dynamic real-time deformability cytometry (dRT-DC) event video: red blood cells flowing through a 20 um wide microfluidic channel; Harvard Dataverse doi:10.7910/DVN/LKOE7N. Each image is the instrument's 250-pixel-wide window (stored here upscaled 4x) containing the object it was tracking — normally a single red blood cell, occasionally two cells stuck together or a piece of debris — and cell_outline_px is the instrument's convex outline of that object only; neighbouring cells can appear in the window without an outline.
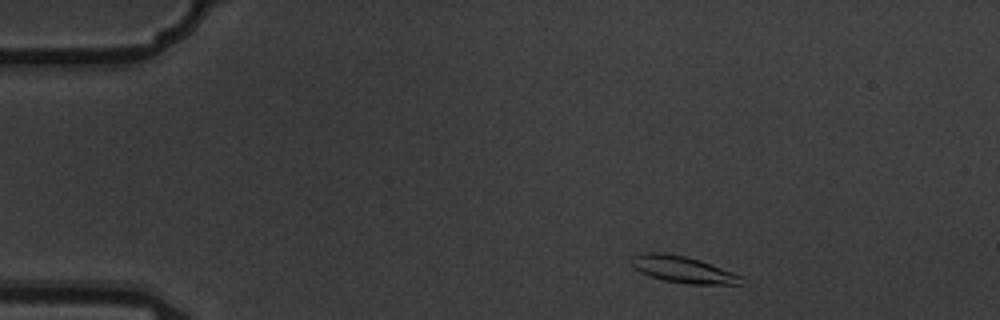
{"species": "common noctule bat (a hibernating species)", "species_latin": "Nyctalus noctula", "temperature_condition": "warm", "stored_images_in_passage": 6, "camera_frame_rate_fps": 3000, "um_per_image_px": 0.085, "animal": {"sex": "male", "body_mass_g": 19.5, "forearm_length_mm": 54.6}, "frame": {"image": 1, "passage_image": 1, "time_ms": 0.0, "image_size_px": [1000, 320], "cell_outline_px": [[744, 276], [740, 284], [688, 284], [664, 280], [640, 272], [632, 264], [632, 256], [644, 252], [664, 252], [684, 256], [700, 260]], "centroid_in_image_um": [58.06, 22.9], "position_along_channel_um": 26.9, "area_um2": 16.88}}
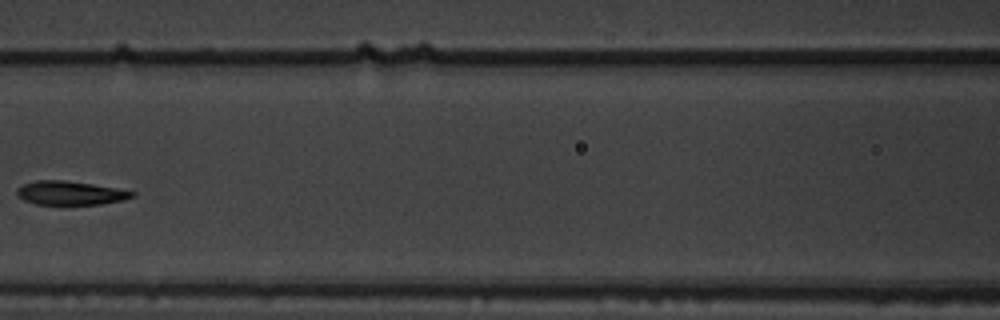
{"frame": {"image": 2, "passage_image": 5, "time_ms": 1.333, "image_size_px": [1000, 320], "cell_outline_px": [[136, 196], [124, 200], [100, 204], [36, 204], [24, 200], [16, 196], [16, 188], [24, 184], [36, 180], [64, 180], [92, 184], [116, 188], [136, 192]], "centroid_in_image_um": [5.97, 16.4], "position_along_channel_um": 160.6, "area_um2": 16.01}}
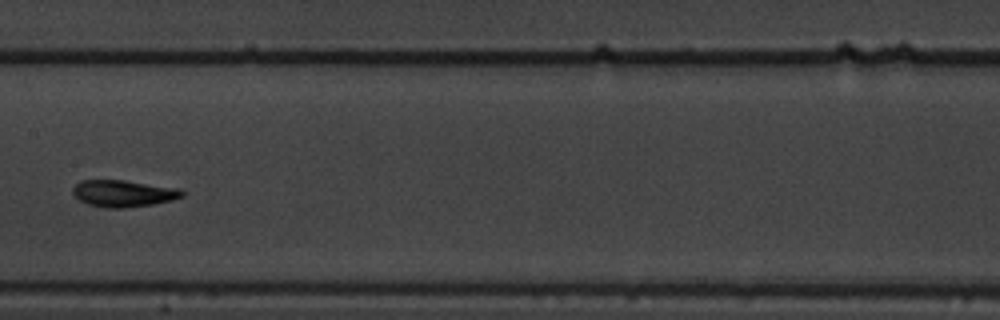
{"frame": {"image": 3, "passage_image": 6, "time_ms": 1.667, "image_size_px": [1000, 320], "cell_outline_px": [[184, 196], [172, 200], [152, 204], [120, 208], [108, 208], [88, 204], [80, 200], [72, 192], [72, 188], [80, 180], [124, 180], [180, 188], [184, 192]], "centroid_in_image_um": [10.5, 16.43], "position_along_channel_um": 196.9, "area_um2": 16.99}}